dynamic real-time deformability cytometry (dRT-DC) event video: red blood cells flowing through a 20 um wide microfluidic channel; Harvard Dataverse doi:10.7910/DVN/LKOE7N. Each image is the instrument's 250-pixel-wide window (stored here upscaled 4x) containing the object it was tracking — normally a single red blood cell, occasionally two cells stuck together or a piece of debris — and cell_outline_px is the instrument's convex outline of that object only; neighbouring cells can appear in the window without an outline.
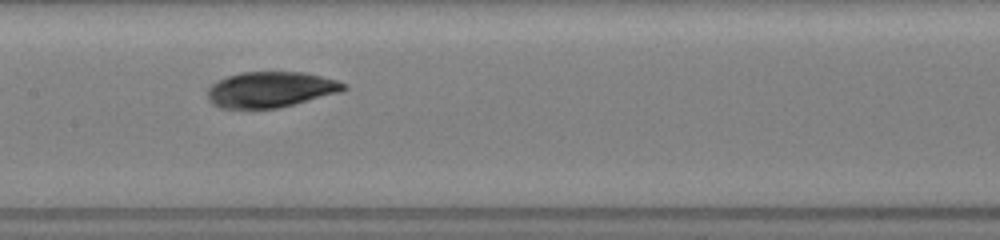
{"species": "common noctule bat (a hibernating species)", "species_latin": "Nyctalus noctula", "temperature_condition": "room temperature", "stored_images_in_passage": 9, "camera_frame_rate_fps": 3000, "um_per_image_px": 0.085, "animal": {"sex": "female", "body_mass_g": 19.5, "forearm_length_mm": 54.1}, "frame": {"image": 1, "passage_image": 6, "time_ms": 4.667, "image_size_px": [1000, 240], "cell_outline_px": [[348, 88], [344, 92], [276, 108], [220, 108], [212, 104], [208, 100], [208, 88], [216, 80], [240, 72], [304, 72], [336, 80], [348, 84]], "centroid_in_image_um": [23.03, 7.61], "position_along_channel_um": 184.4, "area_um2": 28.5}}